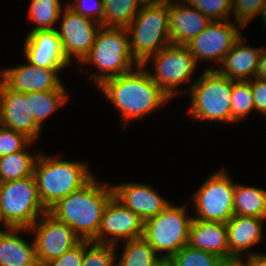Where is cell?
Listing matches in <instances>:
<instances>
[{
	"mask_svg": "<svg viewBox=\"0 0 266 266\" xmlns=\"http://www.w3.org/2000/svg\"><path fill=\"white\" fill-rule=\"evenodd\" d=\"M96 89L119 113L123 127L145 119L171 100L152 80L143 65L103 81Z\"/></svg>",
	"mask_w": 266,
	"mask_h": 266,
	"instance_id": "obj_1",
	"label": "cell"
},
{
	"mask_svg": "<svg viewBox=\"0 0 266 266\" xmlns=\"http://www.w3.org/2000/svg\"><path fill=\"white\" fill-rule=\"evenodd\" d=\"M112 196L111 184L101 183L94 175L80 189L59 200L48 213L69 225L81 240L96 243L104 208Z\"/></svg>",
	"mask_w": 266,
	"mask_h": 266,
	"instance_id": "obj_2",
	"label": "cell"
},
{
	"mask_svg": "<svg viewBox=\"0 0 266 266\" xmlns=\"http://www.w3.org/2000/svg\"><path fill=\"white\" fill-rule=\"evenodd\" d=\"M88 160H68L40 152L33 176L36 181L39 198L48 211L59 200L80 189L95 174Z\"/></svg>",
	"mask_w": 266,
	"mask_h": 266,
	"instance_id": "obj_3",
	"label": "cell"
},
{
	"mask_svg": "<svg viewBox=\"0 0 266 266\" xmlns=\"http://www.w3.org/2000/svg\"><path fill=\"white\" fill-rule=\"evenodd\" d=\"M97 70L88 79L98 87L103 81L128 73L139 66L130 52L129 34L124 27L101 26L89 53L79 63Z\"/></svg>",
	"mask_w": 266,
	"mask_h": 266,
	"instance_id": "obj_4",
	"label": "cell"
},
{
	"mask_svg": "<svg viewBox=\"0 0 266 266\" xmlns=\"http://www.w3.org/2000/svg\"><path fill=\"white\" fill-rule=\"evenodd\" d=\"M233 80L216 70H203L188 91L189 121L223 122L232 125L231 94Z\"/></svg>",
	"mask_w": 266,
	"mask_h": 266,
	"instance_id": "obj_5",
	"label": "cell"
},
{
	"mask_svg": "<svg viewBox=\"0 0 266 266\" xmlns=\"http://www.w3.org/2000/svg\"><path fill=\"white\" fill-rule=\"evenodd\" d=\"M126 28L131 55L143 65L152 55L171 44L168 0L143 4Z\"/></svg>",
	"mask_w": 266,
	"mask_h": 266,
	"instance_id": "obj_6",
	"label": "cell"
},
{
	"mask_svg": "<svg viewBox=\"0 0 266 266\" xmlns=\"http://www.w3.org/2000/svg\"><path fill=\"white\" fill-rule=\"evenodd\" d=\"M148 63H152L151 68ZM143 66L151 75L152 80L171 100L188 93L192 84L196 81L193 77L196 75L197 68H199L187 46L176 44L164 47L155 55H152ZM186 83L188 85L190 83V86L180 89V86L183 87L184 84L186 86Z\"/></svg>",
	"mask_w": 266,
	"mask_h": 266,
	"instance_id": "obj_7",
	"label": "cell"
},
{
	"mask_svg": "<svg viewBox=\"0 0 266 266\" xmlns=\"http://www.w3.org/2000/svg\"><path fill=\"white\" fill-rule=\"evenodd\" d=\"M183 205L171 202L156 216L144 222L143 238L153 247L163 261H167L189 242L193 216Z\"/></svg>",
	"mask_w": 266,
	"mask_h": 266,
	"instance_id": "obj_8",
	"label": "cell"
},
{
	"mask_svg": "<svg viewBox=\"0 0 266 266\" xmlns=\"http://www.w3.org/2000/svg\"><path fill=\"white\" fill-rule=\"evenodd\" d=\"M47 212L33 175L0 183V227L29 229Z\"/></svg>",
	"mask_w": 266,
	"mask_h": 266,
	"instance_id": "obj_9",
	"label": "cell"
},
{
	"mask_svg": "<svg viewBox=\"0 0 266 266\" xmlns=\"http://www.w3.org/2000/svg\"><path fill=\"white\" fill-rule=\"evenodd\" d=\"M233 179L225 167L209 174L189 198L193 219L227 223L234 216Z\"/></svg>",
	"mask_w": 266,
	"mask_h": 266,
	"instance_id": "obj_10",
	"label": "cell"
},
{
	"mask_svg": "<svg viewBox=\"0 0 266 266\" xmlns=\"http://www.w3.org/2000/svg\"><path fill=\"white\" fill-rule=\"evenodd\" d=\"M242 30L244 29L231 19L212 21L186 46L198 65H201L200 63L210 65V62L212 67H206L205 70H215L235 42L242 36Z\"/></svg>",
	"mask_w": 266,
	"mask_h": 266,
	"instance_id": "obj_11",
	"label": "cell"
},
{
	"mask_svg": "<svg viewBox=\"0 0 266 266\" xmlns=\"http://www.w3.org/2000/svg\"><path fill=\"white\" fill-rule=\"evenodd\" d=\"M39 266L61 257L77 245L81 239L66 223L55 219L48 212L42 215L30 228Z\"/></svg>",
	"mask_w": 266,
	"mask_h": 266,
	"instance_id": "obj_12",
	"label": "cell"
},
{
	"mask_svg": "<svg viewBox=\"0 0 266 266\" xmlns=\"http://www.w3.org/2000/svg\"><path fill=\"white\" fill-rule=\"evenodd\" d=\"M100 27V23L78 14L66 4L56 30L64 55L71 64L76 60L78 65L89 53Z\"/></svg>",
	"mask_w": 266,
	"mask_h": 266,
	"instance_id": "obj_13",
	"label": "cell"
},
{
	"mask_svg": "<svg viewBox=\"0 0 266 266\" xmlns=\"http://www.w3.org/2000/svg\"><path fill=\"white\" fill-rule=\"evenodd\" d=\"M144 222L114 196L106 204L96 243L117 245L123 241L142 238Z\"/></svg>",
	"mask_w": 266,
	"mask_h": 266,
	"instance_id": "obj_14",
	"label": "cell"
},
{
	"mask_svg": "<svg viewBox=\"0 0 266 266\" xmlns=\"http://www.w3.org/2000/svg\"><path fill=\"white\" fill-rule=\"evenodd\" d=\"M63 70L66 69L37 67L26 60L21 64L0 68V79L10 89L23 93L68 89L61 79Z\"/></svg>",
	"mask_w": 266,
	"mask_h": 266,
	"instance_id": "obj_15",
	"label": "cell"
},
{
	"mask_svg": "<svg viewBox=\"0 0 266 266\" xmlns=\"http://www.w3.org/2000/svg\"><path fill=\"white\" fill-rule=\"evenodd\" d=\"M0 125L25 134L33 142L40 140L43 131L30 112L26 93L10 89L1 79Z\"/></svg>",
	"mask_w": 266,
	"mask_h": 266,
	"instance_id": "obj_16",
	"label": "cell"
},
{
	"mask_svg": "<svg viewBox=\"0 0 266 266\" xmlns=\"http://www.w3.org/2000/svg\"><path fill=\"white\" fill-rule=\"evenodd\" d=\"M111 186L113 196L137 214L143 222L159 214L172 202L146 182L125 181Z\"/></svg>",
	"mask_w": 266,
	"mask_h": 266,
	"instance_id": "obj_17",
	"label": "cell"
},
{
	"mask_svg": "<svg viewBox=\"0 0 266 266\" xmlns=\"http://www.w3.org/2000/svg\"><path fill=\"white\" fill-rule=\"evenodd\" d=\"M25 59L37 67L66 69L72 64L66 59L57 30L35 31L25 34Z\"/></svg>",
	"mask_w": 266,
	"mask_h": 266,
	"instance_id": "obj_18",
	"label": "cell"
},
{
	"mask_svg": "<svg viewBox=\"0 0 266 266\" xmlns=\"http://www.w3.org/2000/svg\"><path fill=\"white\" fill-rule=\"evenodd\" d=\"M171 44L186 45L212 21L184 0H168Z\"/></svg>",
	"mask_w": 266,
	"mask_h": 266,
	"instance_id": "obj_19",
	"label": "cell"
},
{
	"mask_svg": "<svg viewBox=\"0 0 266 266\" xmlns=\"http://www.w3.org/2000/svg\"><path fill=\"white\" fill-rule=\"evenodd\" d=\"M265 221L266 219L259 217L234 215L226 223L229 259H244V257L257 253L251 250L265 239L263 225Z\"/></svg>",
	"mask_w": 266,
	"mask_h": 266,
	"instance_id": "obj_20",
	"label": "cell"
},
{
	"mask_svg": "<svg viewBox=\"0 0 266 266\" xmlns=\"http://www.w3.org/2000/svg\"><path fill=\"white\" fill-rule=\"evenodd\" d=\"M246 42L242 34L215 69L220 75L233 81H249L256 77L262 47Z\"/></svg>",
	"mask_w": 266,
	"mask_h": 266,
	"instance_id": "obj_21",
	"label": "cell"
},
{
	"mask_svg": "<svg viewBox=\"0 0 266 266\" xmlns=\"http://www.w3.org/2000/svg\"><path fill=\"white\" fill-rule=\"evenodd\" d=\"M24 232L30 235L28 228L0 229V266H39L34 241L22 237Z\"/></svg>",
	"mask_w": 266,
	"mask_h": 266,
	"instance_id": "obj_22",
	"label": "cell"
},
{
	"mask_svg": "<svg viewBox=\"0 0 266 266\" xmlns=\"http://www.w3.org/2000/svg\"><path fill=\"white\" fill-rule=\"evenodd\" d=\"M188 245L211 252L222 260H229L226 223L193 219L190 227Z\"/></svg>",
	"mask_w": 266,
	"mask_h": 266,
	"instance_id": "obj_23",
	"label": "cell"
},
{
	"mask_svg": "<svg viewBox=\"0 0 266 266\" xmlns=\"http://www.w3.org/2000/svg\"><path fill=\"white\" fill-rule=\"evenodd\" d=\"M67 89H56L43 92H27L26 100H29L30 112L36 123L43 129L45 120L55 114L59 108L69 102Z\"/></svg>",
	"mask_w": 266,
	"mask_h": 266,
	"instance_id": "obj_24",
	"label": "cell"
},
{
	"mask_svg": "<svg viewBox=\"0 0 266 266\" xmlns=\"http://www.w3.org/2000/svg\"><path fill=\"white\" fill-rule=\"evenodd\" d=\"M35 143L37 142L32 141L24 150L0 157V183L33 175L36 160L41 152L31 153L30 147Z\"/></svg>",
	"mask_w": 266,
	"mask_h": 266,
	"instance_id": "obj_25",
	"label": "cell"
},
{
	"mask_svg": "<svg viewBox=\"0 0 266 266\" xmlns=\"http://www.w3.org/2000/svg\"><path fill=\"white\" fill-rule=\"evenodd\" d=\"M121 244L123 249L121 254L117 251L116 266H158L163 262L143 237L118 243L116 248H120Z\"/></svg>",
	"mask_w": 266,
	"mask_h": 266,
	"instance_id": "obj_26",
	"label": "cell"
},
{
	"mask_svg": "<svg viewBox=\"0 0 266 266\" xmlns=\"http://www.w3.org/2000/svg\"><path fill=\"white\" fill-rule=\"evenodd\" d=\"M234 215L266 219V190L261 187L236 182Z\"/></svg>",
	"mask_w": 266,
	"mask_h": 266,
	"instance_id": "obj_27",
	"label": "cell"
},
{
	"mask_svg": "<svg viewBox=\"0 0 266 266\" xmlns=\"http://www.w3.org/2000/svg\"><path fill=\"white\" fill-rule=\"evenodd\" d=\"M28 19L35 26L26 34L35 31L55 30L66 6L62 0H29Z\"/></svg>",
	"mask_w": 266,
	"mask_h": 266,
	"instance_id": "obj_28",
	"label": "cell"
},
{
	"mask_svg": "<svg viewBox=\"0 0 266 266\" xmlns=\"http://www.w3.org/2000/svg\"><path fill=\"white\" fill-rule=\"evenodd\" d=\"M140 0H103V21L101 26L126 28L139 12Z\"/></svg>",
	"mask_w": 266,
	"mask_h": 266,
	"instance_id": "obj_29",
	"label": "cell"
},
{
	"mask_svg": "<svg viewBox=\"0 0 266 266\" xmlns=\"http://www.w3.org/2000/svg\"><path fill=\"white\" fill-rule=\"evenodd\" d=\"M254 113V101L251 90V80L233 81L231 94L232 123L237 124Z\"/></svg>",
	"mask_w": 266,
	"mask_h": 266,
	"instance_id": "obj_30",
	"label": "cell"
},
{
	"mask_svg": "<svg viewBox=\"0 0 266 266\" xmlns=\"http://www.w3.org/2000/svg\"><path fill=\"white\" fill-rule=\"evenodd\" d=\"M222 261L217 255L188 244L167 260L170 266H219Z\"/></svg>",
	"mask_w": 266,
	"mask_h": 266,
	"instance_id": "obj_31",
	"label": "cell"
},
{
	"mask_svg": "<svg viewBox=\"0 0 266 266\" xmlns=\"http://www.w3.org/2000/svg\"><path fill=\"white\" fill-rule=\"evenodd\" d=\"M117 250L113 244L84 240V255L81 266H116Z\"/></svg>",
	"mask_w": 266,
	"mask_h": 266,
	"instance_id": "obj_32",
	"label": "cell"
},
{
	"mask_svg": "<svg viewBox=\"0 0 266 266\" xmlns=\"http://www.w3.org/2000/svg\"><path fill=\"white\" fill-rule=\"evenodd\" d=\"M265 5L266 0H232L231 20L245 29L256 17H261Z\"/></svg>",
	"mask_w": 266,
	"mask_h": 266,
	"instance_id": "obj_33",
	"label": "cell"
},
{
	"mask_svg": "<svg viewBox=\"0 0 266 266\" xmlns=\"http://www.w3.org/2000/svg\"><path fill=\"white\" fill-rule=\"evenodd\" d=\"M211 21L231 19L232 0H184Z\"/></svg>",
	"mask_w": 266,
	"mask_h": 266,
	"instance_id": "obj_34",
	"label": "cell"
},
{
	"mask_svg": "<svg viewBox=\"0 0 266 266\" xmlns=\"http://www.w3.org/2000/svg\"><path fill=\"white\" fill-rule=\"evenodd\" d=\"M31 142L25 134L0 125V157L24 150Z\"/></svg>",
	"mask_w": 266,
	"mask_h": 266,
	"instance_id": "obj_35",
	"label": "cell"
},
{
	"mask_svg": "<svg viewBox=\"0 0 266 266\" xmlns=\"http://www.w3.org/2000/svg\"><path fill=\"white\" fill-rule=\"evenodd\" d=\"M66 4L84 17L91 18L100 24L103 21V0H69Z\"/></svg>",
	"mask_w": 266,
	"mask_h": 266,
	"instance_id": "obj_36",
	"label": "cell"
},
{
	"mask_svg": "<svg viewBox=\"0 0 266 266\" xmlns=\"http://www.w3.org/2000/svg\"><path fill=\"white\" fill-rule=\"evenodd\" d=\"M84 255V240L65 252L61 257L54 259L44 266H81Z\"/></svg>",
	"mask_w": 266,
	"mask_h": 266,
	"instance_id": "obj_37",
	"label": "cell"
},
{
	"mask_svg": "<svg viewBox=\"0 0 266 266\" xmlns=\"http://www.w3.org/2000/svg\"><path fill=\"white\" fill-rule=\"evenodd\" d=\"M251 90L254 101V112L266 116V79H251Z\"/></svg>",
	"mask_w": 266,
	"mask_h": 266,
	"instance_id": "obj_38",
	"label": "cell"
},
{
	"mask_svg": "<svg viewBox=\"0 0 266 266\" xmlns=\"http://www.w3.org/2000/svg\"><path fill=\"white\" fill-rule=\"evenodd\" d=\"M247 266H266V253L257 252L244 258Z\"/></svg>",
	"mask_w": 266,
	"mask_h": 266,
	"instance_id": "obj_39",
	"label": "cell"
},
{
	"mask_svg": "<svg viewBox=\"0 0 266 266\" xmlns=\"http://www.w3.org/2000/svg\"><path fill=\"white\" fill-rule=\"evenodd\" d=\"M256 77L266 79V47L263 46L259 57V67Z\"/></svg>",
	"mask_w": 266,
	"mask_h": 266,
	"instance_id": "obj_40",
	"label": "cell"
},
{
	"mask_svg": "<svg viewBox=\"0 0 266 266\" xmlns=\"http://www.w3.org/2000/svg\"><path fill=\"white\" fill-rule=\"evenodd\" d=\"M219 266H247L244 259H229V260H223Z\"/></svg>",
	"mask_w": 266,
	"mask_h": 266,
	"instance_id": "obj_41",
	"label": "cell"
},
{
	"mask_svg": "<svg viewBox=\"0 0 266 266\" xmlns=\"http://www.w3.org/2000/svg\"><path fill=\"white\" fill-rule=\"evenodd\" d=\"M261 24H263L264 25V27L263 28H265V30H266V5H265V8H264V10H263V12H262V15H261Z\"/></svg>",
	"mask_w": 266,
	"mask_h": 266,
	"instance_id": "obj_42",
	"label": "cell"
},
{
	"mask_svg": "<svg viewBox=\"0 0 266 266\" xmlns=\"http://www.w3.org/2000/svg\"><path fill=\"white\" fill-rule=\"evenodd\" d=\"M142 4H154V3H161L166 0H140Z\"/></svg>",
	"mask_w": 266,
	"mask_h": 266,
	"instance_id": "obj_43",
	"label": "cell"
},
{
	"mask_svg": "<svg viewBox=\"0 0 266 266\" xmlns=\"http://www.w3.org/2000/svg\"><path fill=\"white\" fill-rule=\"evenodd\" d=\"M158 266H170L169 263L167 261H163L160 265Z\"/></svg>",
	"mask_w": 266,
	"mask_h": 266,
	"instance_id": "obj_44",
	"label": "cell"
}]
</instances>
